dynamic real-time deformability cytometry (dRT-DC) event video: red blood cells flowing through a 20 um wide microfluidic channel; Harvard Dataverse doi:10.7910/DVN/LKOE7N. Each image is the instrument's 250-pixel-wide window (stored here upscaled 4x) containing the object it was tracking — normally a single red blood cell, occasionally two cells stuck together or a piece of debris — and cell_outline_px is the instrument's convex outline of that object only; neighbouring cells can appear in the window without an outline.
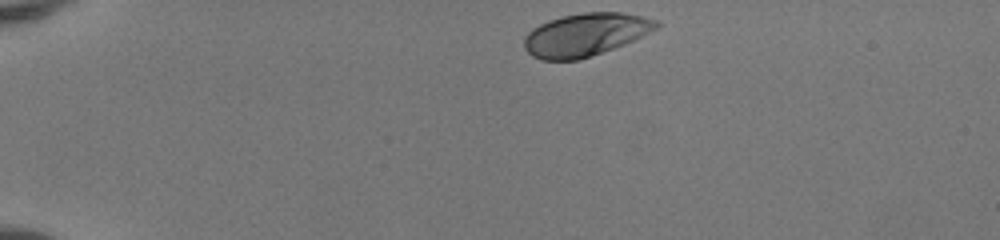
{"species": "human", "species_latin": "Homo sapiens", "temperature_condition": "room temperature", "stored_images_in_passage": 41, "camera_frame_rate_fps": 3000, "um_per_image_px": 0.085, "donor": {"sex": "female"}, "frame": {"image": 1, "passage_image": 1, "time_ms": 0.0, "image_size_px": [1000, 240], "cell_outline_px": [[660, 24], [656, 28], [624, 44], [592, 56], [580, 60], [540, 60], [532, 56], [524, 48], [524, 36], [532, 28], [548, 20], [560, 16], [584, 12], [620, 12], [644, 16], [656, 20]], "centroid_in_image_um": [49.71, 2.94], "position_along_channel_um": 35.3, "area_um2": 33.0}}
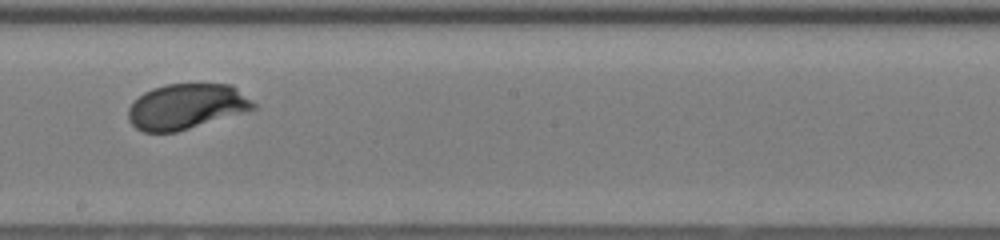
{"frame": {"image": 2, "passage_image": 21, "time_ms": 6.667, "image_size_px": [1000, 240], "cell_outline_px": [[256, 108], [176, 132], [144, 132], [136, 128], [128, 120], [128, 108], [144, 92], [152, 88], [168, 84], [232, 84], [252, 100], [256, 104]], "centroid_in_image_um": [15.83, 9.04], "position_along_channel_um": 232.4, "area_um2": 32.77}}
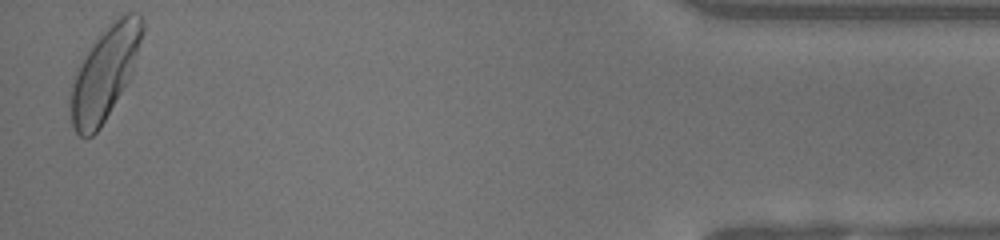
{"frame": {"image": 3, "passage_image": 40, "time_ms": 13.0, "image_size_px": [1000, 240], "cell_outline_px": [[144, 32], [132, 72], [124, 88], [100, 128], [92, 136], [80, 136], [76, 132], [72, 124], [68, 112], [72, 84], [76, 68], [92, 44], [124, 12], [136, 12], [144, 20]], "centroid_in_image_um": [8.89, 6.24], "position_along_channel_um": 426.3, "area_um2": 38.32}, "authors_computed_cell_mechanics": {"area_um2": 33.235, "velocity_mm_per_s": 4.131, "shape_relaxation_time_tau1_ms": 1.4162, "shape_relaxation_time_tau2_ms": null, "deformation_change_tau1": 0.1106, "deformation_change_tau2": null}}